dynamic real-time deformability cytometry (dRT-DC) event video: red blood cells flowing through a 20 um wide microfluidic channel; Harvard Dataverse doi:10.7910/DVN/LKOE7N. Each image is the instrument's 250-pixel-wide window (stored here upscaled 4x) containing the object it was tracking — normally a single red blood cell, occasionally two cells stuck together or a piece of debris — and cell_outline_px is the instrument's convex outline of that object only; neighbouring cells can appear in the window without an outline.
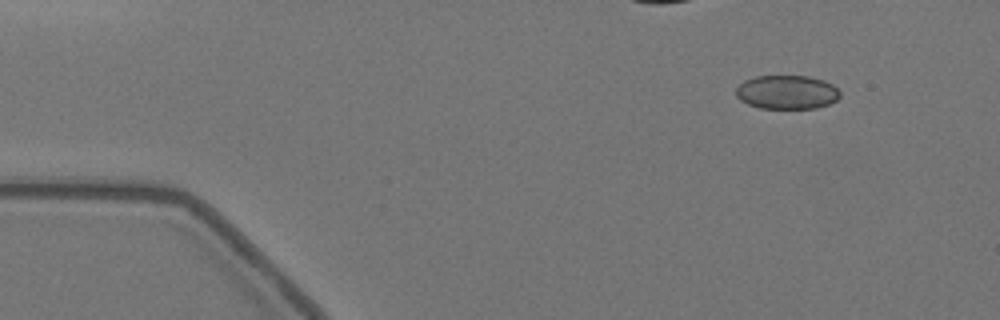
{"species": "Egyptian fruit bat (a non-hibernating species)", "species_latin": "Rousettus aegyptiacus", "temperature_condition": "warm", "stored_images_in_passage": 5, "camera_frame_rate_fps": 3000, "um_per_image_px": 0.085, "animal": {"sex": "female"}, "frame": {"image": 1, "passage_image": 1, "time_ms": 0.0, "image_size_px": [1000, 320], "cell_outline_px": [[840, 96], [836, 100], [828, 104], [816, 108], [760, 108], [748, 104], [740, 100], [736, 96], [736, 88], [744, 80], [756, 76], [808, 76], [824, 80], [832, 84], [840, 92]], "centroid_in_image_um": [66.88, 7.83], "position_along_channel_um": 18.1, "area_um2": 20.52}}